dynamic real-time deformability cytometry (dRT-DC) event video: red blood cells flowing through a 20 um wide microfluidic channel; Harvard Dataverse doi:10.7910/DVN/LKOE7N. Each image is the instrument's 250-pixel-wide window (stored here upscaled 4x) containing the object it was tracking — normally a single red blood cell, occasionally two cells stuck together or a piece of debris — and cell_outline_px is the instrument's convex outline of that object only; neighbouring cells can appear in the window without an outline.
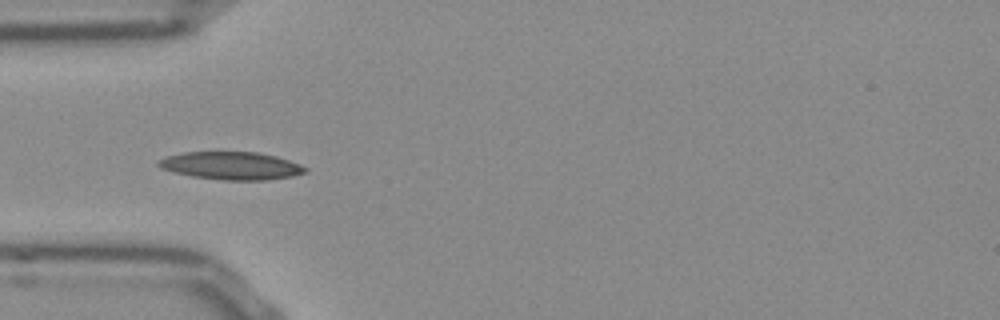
{"species": "Egyptian fruit bat (a non-hibernating species)", "species_latin": "Rousettus aegyptiacus", "temperature_condition": "room temperature", "stored_images_in_passage": 38, "camera_frame_rate_fps": 3000, "um_per_image_px": 0.085, "frame": {"image": 1, "passage_image": 1, "time_ms": 0.0, "image_size_px": [1000, 320], "cell_outline_px": [[308, 172], [292, 176], [268, 180], [224, 180], [192, 176], [172, 172], [160, 168], [156, 164], [156, 160], [168, 156], [184, 152], [256, 152], [276, 156], [300, 164], [308, 168]], "centroid_in_image_um": [19.65, 14.09], "position_along_channel_um": 65.4, "area_um2": 23.87}}
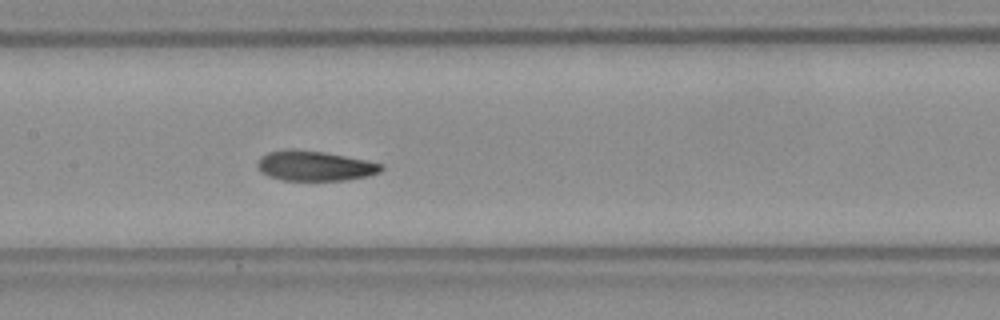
{"frame": {"image": 2, "passage_image": 10, "time_ms": 3.0, "image_size_px": [1000, 320], "cell_outline_px": [[384, 168], [380, 172], [368, 176], [344, 180], [284, 180], [268, 176], [260, 172], [256, 164], [256, 160], [260, 156], [268, 152], [284, 148], [292, 148], [324, 152], [368, 160], [384, 164]], "centroid_in_image_um": [26.72, 14.08], "position_along_channel_um": 180.7, "area_um2": 22.02}}
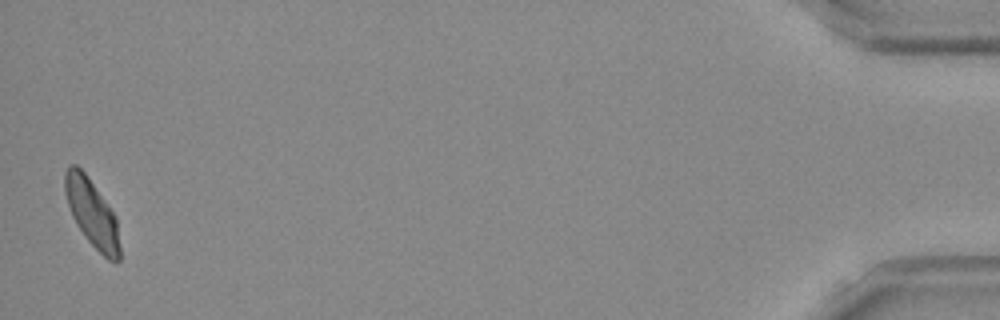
{"frame": {"image": 3, "passage_image": 37, "time_ms": 12.0, "image_size_px": [1000, 320], "cell_outline_px": [[120, 260], [108, 260], [88, 240], [76, 224], [72, 216], [64, 192], [64, 172], [68, 164], [76, 164], [84, 172], [116, 216], [120, 248]], "centroid_in_image_um": [7.79, 18.08], "position_along_channel_um": 427.4, "area_um2": 21.33}, "authors_computed_cell_mechanics": {"area_um2": 22.1374, "velocity_mm_per_s": 3.8281, "shape_relaxation_time_tau1_ms": 5.3082, "shape_relaxation_time_tau2_ms": 3.1244, "deformation_change_tau1": 0.1393, "deformation_change_tau2": 0.0828}}